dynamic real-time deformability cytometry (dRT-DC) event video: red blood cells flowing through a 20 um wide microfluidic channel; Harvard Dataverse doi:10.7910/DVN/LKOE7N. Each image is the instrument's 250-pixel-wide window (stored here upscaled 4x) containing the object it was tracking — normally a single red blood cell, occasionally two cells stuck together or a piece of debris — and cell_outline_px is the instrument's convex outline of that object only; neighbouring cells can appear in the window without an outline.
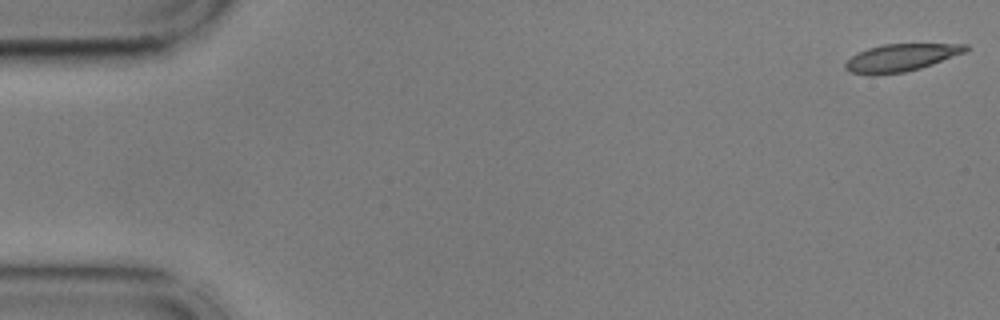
{"species": "common noctule bat (a hibernating species)", "species_latin": "Nyctalus noctula", "temperature_condition": "cold", "stored_images_in_passage": 11, "camera_frame_rate_fps": 3000, "um_per_image_px": 0.085, "animal": {"sex": "male", "body_mass_g": 17.9, "forearm_length_mm": 54.2}, "frame": {"image": 1, "passage_image": 1, "time_ms": 0.0, "image_size_px": [1000, 320], "cell_outline_px": [[968, 48], [964, 52], [932, 64], [920, 68], [904, 72], [876, 76], [868, 76], [848, 72], [844, 68], [844, 64], [856, 52], [868, 48], [884, 44], [968, 44]], "centroid_in_image_um": [76.48, 4.92], "position_along_channel_um": 8.5, "area_um2": 19.36}}